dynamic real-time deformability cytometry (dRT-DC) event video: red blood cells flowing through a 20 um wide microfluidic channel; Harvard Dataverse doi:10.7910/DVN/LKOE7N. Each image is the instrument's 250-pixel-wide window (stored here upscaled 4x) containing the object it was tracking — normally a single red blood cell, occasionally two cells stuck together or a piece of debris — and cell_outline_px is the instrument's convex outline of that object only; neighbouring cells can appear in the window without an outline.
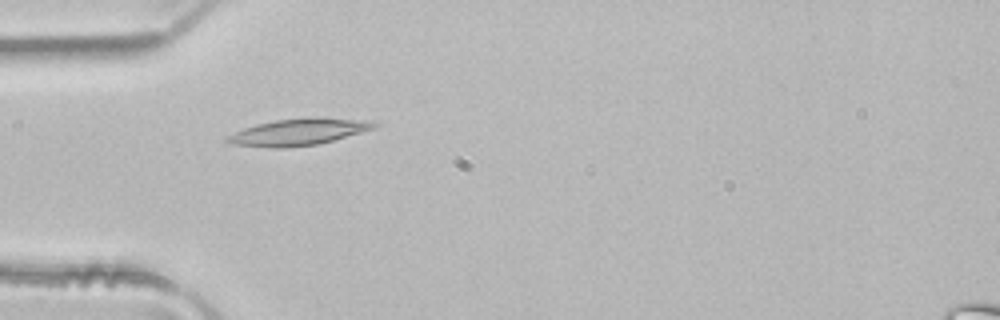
{"species": "common noctule bat (a hibernating species)", "species_latin": "Nyctalus noctula", "temperature_condition": "room temperature", "stored_images_in_passage": 5, "camera_frame_rate_fps": 3000, "um_per_image_px": 0.085, "animal": {"sex": "male", "body_mass_g": 21.5, "forearm_length_mm": 52.0}, "frame": {"image": 1, "passage_image": 4, "time_ms": 1.0, "image_size_px": [1000, 320], "cell_outline_px": [[376, 128], [332, 140], [316, 144], [284, 148], [272, 148], [232, 144], [224, 140], [228, 136], [244, 128], [256, 124], [276, 120], [320, 116], [368, 120], [376, 124]], "centroid_in_image_um": [25.38, 11.2], "position_along_channel_um": 59.6, "area_um2": 22.72}}
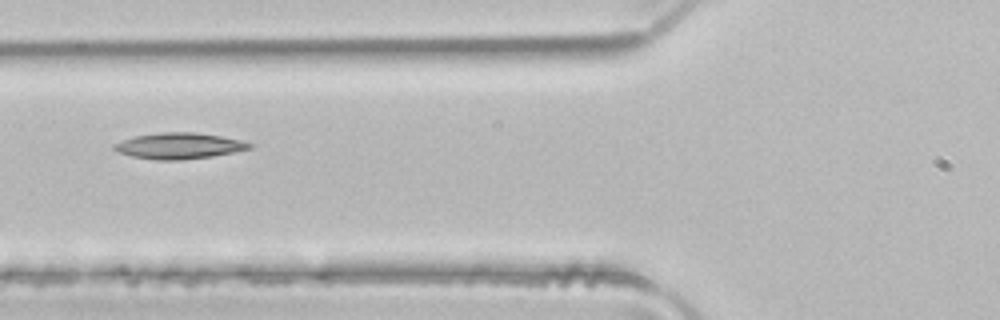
{"frame": {"image": 2, "passage_image": 5, "time_ms": 1.333, "image_size_px": [1000, 320], "cell_outline_px": [[256, 144], [252, 148], [212, 156], [180, 160], [156, 160], [132, 156], [120, 152], [112, 148], [112, 144], [120, 140], [136, 136], [164, 132], [196, 132], [244, 140]], "centroid_in_image_um": [15.25, 12.39], "position_along_channel_um": 110.5, "area_um2": 20.58}}